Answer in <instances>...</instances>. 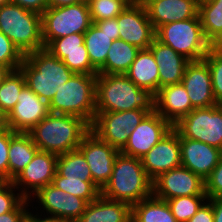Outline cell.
<instances>
[{
  "mask_svg": "<svg viewBox=\"0 0 222 222\" xmlns=\"http://www.w3.org/2000/svg\"><path fill=\"white\" fill-rule=\"evenodd\" d=\"M7 3H10V0H0V6Z\"/></svg>",
  "mask_w": 222,
  "mask_h": 222,
  "instance_id": "53",
  "label": "cell"
},
{
  "mask_svg": "<svg viewBox=\"0 0 222 222\" xmlns=\"http://www.w3.org/2000/svg\"><path fill=\"white\" fill-rule=\"evenodd\" d=\"M148 114L136 109L121 112H96L90 130L101 140L121 151L128 142L132 130Z\"/></svg>",
  "mask_w": 222,
  "mask_h": 222,
  "instance_id": "10",
  "label": "cell"
},
{
  "mask_svg": "<svg viewBox=\"0 0 222 222\" xmlns=\"http://www.w3.org/2000/svg\"><path fill=\"white\" fill-rule=\"evenodd\" d=\"M208 201L213 207L214 222H222V197L208 199Z\"/></svg>",
  "mask_w": 222,
  "mask_h": 222,
  "instance_id": "47",
  "label": "cell"
},
{
  "mask_svg": "<svg viewBox=\"0 0 222 222\" xmlns=\"http://www.w3.org/2000/svg\"><path fill=\"white\" fill-rule=\"evenodd\" d=\"M19 69L24 74L26 85L48 104L74 74L45 48L26 54Z\"/></svg>",
  "mask_w": 222,
  "mask_h": 222,
  "instance_id": "4",
  "label": "cell"
},
{
  "mask_svg": "<svg viewBox=\"0 0 222 222\" xmlns=\"http://www.w3.org/2000/svg\"><path fill=\"white\" fill-rule=\"evenodd\" d=\"M90 124L81 117L49 113L27 133L39 151L64 154L78 149Z\"/></svg>",
  "mask_w": 222,
  "mask_h": 222,
  "instance_id": "2",
  "label": "cell"
},
{
  "mask_svg": "<svg viewBox=\"0 0 222 222\" xmlns=\"http://www.w3.org/2000/svg\"><path fill=\"white\" fill-rule=\"evenodd\" d=\"M139 51L137 46L124 40L112 41L105 64L98 70V74H125Z\"/></svg>",
  "mask_w": 222,
  "mask_h": 222,
  "instance_id": "29",
  "label": "cell"
},
{
  "mask_svg": "<svg viewBox=\"0 0 222 222\" xmlns=\"http://www.w3.org/2000/svg\"><path fill=\"white\" fill-rule=\"evenodd\" d=\"M38 151V147L28 133L14 132L10 129L8 179L11 182L31 162Z\"/></svg>",
  "mask_w": 222,
  "mask_h": 222,
  "instance_id": "27",
  "label": "cell"
},
{
  "mask_svg": "<svg viewBox=\"0 0 222 222\" xmlns=\"http://www.w3.org/2000/svg\"><path fill=\"white\" fill-rule=\"evenodd\" d=\"M17 190L11 182L5 189L0 191V215L13 211L25 199L21 193L16 192Z\"/></svg>",
  "mask_w": 222,
  "mask_h": 222,
  "instance_id": "40",
  "label": "cell"
},
{
  "mask_svg": "<svg viewBox=\"0 0 222 222\" xmlns=\"http://www.w3.org/2000/svg\"><path fill=\"white\" fill-rule=\"evenodd\" d=\"M0 32L25 56L45 48L41 14L12 3L0 6Z\"/></svg>",
  "mask_w": 222,
  "mask_h": 222,
  "instance_id": "6",
  "label": "cell"
},
{
  "mask_svg": "<svg viewBox=\"0 0 222 222\" xmlns=\"http://www.w3.org/2000/svg\"><path fill=\"white\" fill-rule=\"evenodd\" d=\"M41 16L44 47L53 39L73 33H85L92 24L87 1L61 7H48Z\"/></svg>",
  "mask_w": 222,
  "mask_h": 222,
  "instance_id": "8",
  "label": "cell"
},
{
  "mask_svg": "<svg viewBox=\"0 0 222 222\" xmlns=\"http://www.w3.org/2000/svg\"><path fill=\"white\" fill-rule=\"evenodd\" d=\"M207 200V195H192L175 197L166 202L177 222H187Z\"/></svg>",
  "mask_w": 222,
  "mask_h": 222,
  "instance_id": "35",
  "label": "cell"
},
{
  "mask_svg": "<svg viewBox=\"0 0 222 222\" xmlns=\"http://www.w3.org/2000/svg\"><path fill=\"white\" fill-rule=\"evenodd\" d=\"M29 199H24L13 211L0 215V222H25ZM28 208V209H27Z\"/></svg>",
  "mask_w": 222,
  "mask_h": 222,
  "instance_id": "41",
  "label": "cell"
},
{
  "mask_svg": "<svg viewBox=\"0 0 222 222\" xmlns=\"http://www.w3.org/2000/svg\"><path fill=\"white\" fill-rule=\"evenodd\" d=\"M210 70L213 95L217 104L222 103V46H212L203 58Z\"/></svg>",
  "mask_w": 222,
  "mask_h": 222,
  "instance_id": "36",
  "label": "cell"
},
{
  "mask_svg": "<svg viewBox=\"0 0 222 222\" xmlns=\"http://www.w3.org/2000/svg\"><path fill=\"white\" fill-rule=\"evenodd\" d=\"M48 7H61L66 5L78 4L86 0H47Z\"/></svg>",
  "mask_w": 222,
  "mask_h": 222,
  "instance_id": "48",
  "label": "cell"
},
{
  "mask_svg": "<svg viewBox=\"0 0 222 222\" xmlns=\"http://www.w3.org/2000/svg\"><path fill=\"white\" fill-rule=\"evenodd\" d=\"M10 71L11 70L8 67L0 65V84H2L4 78L9 74Z\"/></svg>",
  "mask_w": 222,
  "mask_h": 222,
  "instance_id": "51",
  "label": "cell"
},
{
  "mask_svg": "<svg viewBox=\"0 0 222 222\" xmlns=\"http://www.w3.org/2000/svg\"><path fill=\"white\" fill-rule=\"evenodd\" d=\"M37 199L47 216L57 217L67 222H77L85 212L88 202L85 199L67 194L52 184L40 188L32 197Z\"/></svg>",
  "mask_w": 222,
  "mask_h": 222,
  "instance_id": "15",
  "label": "cell"
},
{
  "mask_svg": "<svg viewBox=\"0 0 222 222\" xmlns=\"http://www.w3.org/2000/svg\"><path fill=\"white\" fill-rule=\"evenodd\" d=\"M58 155L45 151H38L31 162L12 181L26 199L32 201L40 188L52 184L56 173ZM31 190V191H30Z\"/></svg>",
  "mask_w": 222,
  "mask_h": 222,
  "instance_id": "13",
  "label": "cell"
},
{
  "mask_svg": "<svg viewBox=\"0 0 222 222\" xmlns=\"http://www.w3.org/2000/svg\"><path fill=\"white\" fill-rule=\"evenodd\" d=\"M155 38L189 61L202 60L212 47L204 36L199 15L160 26Z\"/></svg>",
  "mask_w": 222,
  "mask_h": 222,
  "instance_id": "7",
  "label": "cell"
},
{
  "mask_svg": "<svg viewBox=\"0 0 222 222\" xmlns=\"http://www.w3.org/2000/svg\"><path fill=\"white\" fill-rule=\"evenodd\" d=\"M126 6H136L142 4V0H120Z\"/></svg>",
  "mask_w": 222,
  "mask_h": 222,
  "instance_id": "52",
  "label": "cell"
},
{
  "mask_svg": "<svg viewBox=\"0 0 222 222\" xmlns=\"http://www.w3.org/2000/svg\"><path fill=\"white\" fill-rule=\"evenodd\" d=\"M100 30H104L111 39L118 40L119 39V26L117 22V18L106 19L97 21L94 23Z\"/></svg>",
  "mask_w": 222,
  "mask_h": 222,
  "instance_id": "45",
  "label": "cell"
},
{
  "mask_svg": "<svg viewBox=\"0 0 222 222\" xmlns=\"http://www.w3.org/2000/svg\"><path fill=\"white\" fill-rule=\"evenodd\" d=\"M95 95L96 112L155 111V95L139 88L125 74H97Z\"/></svg>",
  "mask_w": 222,
  "mask_h": 222,
  "instance_id": "1",
  "label": "cell"
},
{
  "mask_svg": "<svg viewBox=\"0 0 222 222\" xmlns=\"http://www.w3.org/2000/svg\"><path fill=\"white\" fill-rule=\"evenodd\" d=\"M173 126L156 111L148 113L132 130L122 154L141 158L166 135Z\"/></svg>",
  "mask_w": 222,
  "mask_h": 222,
  "instance_id": "14",
  "label": "cell"
},
{
  "mask_svg": "<svg viewBox=\"0 0 222 222\" xmlns=\"http://www.w3.org/2000/svg\"><path fill=\"white\" fill-rule=\"evenodd\" d=\"M49 113V104L26 85L21 90L16 105L7 115L9 129L27 133Z\"/></svg>",
  "mask_w": 222,
  "mask_h": 222,
  "instance_id": "19",
  "label": "cell"
},
{
  "mask_svg": "<svg viewBox=\"0 0 222 222\" xmlns=\"http://www.w3.org/2000/svg\"><path fill=\"white\" fill-rule=\"evenodd\" d=\"M11 181L3 174L0 173V191L5 189Z\"/></svg>",
  "mask_w": 222,
  "mask_h": 222,
  "instance_id": "50",
  "label": "cell"
},
{
  "mask_svg": "<svg viewBox=\"0 0 222 222\" xmlns=\"http://www.w3.org/2000/svg\"><path fill=\"white\" fill-rule=\"evenodd\" d=\"M92 23L116 18L127 6L120 0H89Z\"/></svg>",
  "mask_w": 222,
  "mask_h": 222,
  "instance_id": "37",
  "label": "cell"
},
{
  "mask_svg": "<svg viewBox=\"0 0 222 222\" xmlns=\"http://www.w3.org/2000/svg\"><path fill=\"white\" fill-rule=\"evenodd\" d=\"M53 56L62 60L74 73L97 75L84 44V33H73L53 39L46 47Z\"/></svg>",
  "mask_w": 222,
  "mask_h": 222,
  "instance_id": "18",
  "label": "cell"
},
{
  "mask_svg": "<svg viewBox=\"0 0 222 222\" xmlns=\"http://www.w3.org/2000/svg\"><path fill=\"white\" fill-rule=\"evenodd\" d=\"M8 129L7 114L0 108V133H3Z\"/></svg>",
  "mask_w": 222,
  "mask_h": 222,
  "instance_id": "49",
  "label": "cell"
},
{
  "mask_svg": "<svg viewBox=\"0 0 222 222\" xmlns=\"http://www.w3.org/2000/svg\"><path fill=\"white\" fill-rule=\"evenodd\" d=\"M10 3L42 14L48 8L47 0H10Z\"/></svg>",
  "mask_w": 222,
  "mask_h": 222,
  "instance_id": "43",
  "label": "cell"
},
{
  "mask_svg": "<svg viewBox=\"0 0 222 222\" xmlns=\"http://www.w3.org/2000/svg\"><path fill=\"white\" fill-rule=\"evenodd\" d=\"M142 4L156 31L164 24L196 17L199 0H142Z\"/></svg>",
  "mask_w": 222,
  "mask_h": 222,
  "instance_id": "22",
  "label": "cell"
},
{
  "mask_svg": "<svg viewBox=\"0 0 222 222\" xmlns=\"http://www.w3.org/2000/svg\"><path fill=\"white\" fill-rule=\"evenodd\" d=\"M181 83L194 108L217 105L213 95L209 66L204 59L190 61L187 64Z\"/></svg>",
  "mask_w": 222,
  "mask_h": 222,
  "instance_id": "20",
  "label": "cell"
},
{
  "mask_svg": "<svg viewBox=\"0 0 222 222\" xmlns=\"http://www.w3.org/2000/svg\"><path fill=\"white\" fill-rule=\"evenodd\" d=\"M198 15L205 38L222 46V0H199Z\"/></svg>",
  "mask_w": 222,
  "mask_h": 222,
  "instance_id": "28",
  "label": "cell"
},
{
  "mask_svg": "<svg viewBox=\"0 0 222 222\" xmlns=\"http://www.w3.org/2000/svg\"><path fill=\"white\" fill-rule=\"evenodd\" d=\"M132 218L136 222H177L168 203L153 195L132 206Z\"/></svg>",
  "mask_w": 222,
  "mask_h": 222,
  "instance_id": "30",
  "label": "cell"
},
{
  "mask_svg": "<svg viewBox=\"0 0 222 222\" xmlns=\"http://www.w3.org/2000/svg\"><path fill=\"white\" fill-rule=\"evenodd\" d=\"M132 206L100 195L89 202L77 222H130Z\"/></svg>",
  "mask_w": 222,
  "mask_h": 222,
  "instance_id": "25",
  "label": "cell"
},
{
  "mask_svg": "<svg viewBox=\"0 0 222 222\" xmlns=\"http://www.w3.org/2000/svg\"><path fill=\"white\" fill-rule=\"evenodd\" d=\"M218 106L222 110V103L218 104Z\"/></svg>",
  "mask_w": 222,
  "mask_h": 222,
  "instance_id": "54",
  "label": "cell"
},
{
  "mask_svg": "<svg viewBox=\"0 0 222 222\" xmlns=\"http://www.w3.org/2000/svg\"><path fill=\"white\" fill-rule=\"evenodd\" d=\"M204 181L205 193L208 199L222 197V154L218 165Z\"/></svg>",
  "mask_w": 222,
  "mask_h": 222,
  "instance_id": "39",
  "label": "cell"
},
{
  "mask_svg": "<svg viewBox=\"0 0 222 222\" xmlns=\"http://www.w3.org/2000/svg\"><path fill=\"white\" fill-rule=\"evenodd\" d=\"M152 195L161 200L206 195L205 181L184 166L160 174L152 181Z\"/></svg>",
  "mask_w": 222,
  "mask_h": 222,
  "instance_id": "11",
  "label": "cell"
},
{
  "mask_svg": "<svg viewBox=\"0 0 222 222\" xmlns=\"http://www.w3.org/2000/svg\"><path fill=\"white\" fill-rule=\"evenodd\" d=\"M101 195L131 206L152 196V180L146 174L141 159L119 152Z\"/></svg>",
  "mask_w": 222,
  "mask_h": 222,
  "instance_id": "3",
  "label": "cell"
},
{
  "mask_svg": "<svg viewBox=\"0 0 222 222\" xmlns=\"http://www.w3.org/2000/svg\"><path fill=\"white\" fill-rule=\"evenodd\" d=\"M10 146V129L0 133V173L8 178V150Z\"/></svg>",
  "mask_w": 222,
  "mask_h": 222,
  "instance_id": "42",
  "label": "cell"
},
{
  "mask_svg": "<svg viewBox=\"0 0 222 222\" xmlns=\"http://www.w3.org/2000/svg\"><path fill=\"white\" fill-rule=\"evenodd\" d=\"M130 222H136L133 218H131Z\"/></svg>",
  "mask_w": 222,
  "mask_h": 222,
  "instance_id": "55",
  "label": "cell"
},
{
  "mask_svg": "<svg viewBox=\"0 0 222 222\" xmlns=\"http://www.w3.org/2000/svg\"><path fill=\"white\" fill-rule=\"evenodd\" d=\"M193 109L182 83L164 86L155 95V111L172 126Z\"/></svg>",
  "mask_w": 222,
  "mask_h": 222,
  "instance_id": "23",
  "label": "cell"
},
{
  "mask_svg": "<svg viewBox=\"0 0 222 222\" xmlns=\"http://www.w3.org/2000/svg\"><path fill=\"white\" fill-rule=\"evenodd\" d=\"M119 39L148 49L155 39V30L143 4L127 6L117 17Z\"/></svg>",
  "mask_w": 222,
  "mask_h": 222,
  "instance_id": "16",
  "label": "cell"
},
{
  "mask_svg": "<svg viewBox=\"0 0 222 222\" xmlns=\"http://www.w3.org/2000/svg\"><path fill=\"white\" fill-rule=\"evenodd\" d=\"M26 86L20 69L10 71L0 84V108L8 115L18 101L21 90Z\"/></svg>",
  "mask_w": 222,
  "mask_h": 222,
  "instance_id": "34",
  "label": "cell"
},
{
  "mask_svg": "<svg viewBox=\"0 0 222 222\" xmlns=\"http://www.w3.org/2000/svg\"><path fill=\"white\" fill-rule=\"evenodd\" d=\"M56 172L65 178H80L82 181H92L89 165L79 149L58 155Z\"/></svg>",
  "mask_w": 222,
  "mask_h": 222,
  "instance_id": "32",
  "label": "cell"
},
{
  "mask_svg": "<svg viewBox=\"0 0 222 222\" xmlns=\"http://www.w3.org/2000/svg\"><path fill=\"white\" fill-rule=\"evenodd\" d=\"M24 58L14 43L0 32V65L8 67L11 71L17 70Z\"/></svg>",
  "mask_w": 222,
  "mask_h": 222,
  "instance_id": "38",
  "label": "cell"
},
{
  "mask_svg": "<svg viewBox=\"0 0 222 222\" xmlns=\"http://www.w3.org/2000/svg\"><path fill=\"white\" fill-rule=\"evenodd\" d=\"M111 36L100 30L94 23L84 33V44L92 66L98 71L106 61L112 44Z\"/></svg>",
  "mask_w": 222,
  "mask_h": 222,
  "instance_id": "31",
  "label": "cell"
},
{
  "mask_svg": "<svg viewBox=\"0 0 222 222\" xmlns=\"http://www.w3.org/2000/svg\"><path fill=\"white\" fill-rule=\"evenodd\" d=\"M96 79L97 75L74 73L50 101V113L81 117L91 125L96 113Z\"/></svg>",
  "mask_w": 222,
  "mask_h": 222,
  "instance_id": "5",
  "label": "cell"
},
{
  "mask_svg": "<svg viewBox=\"0 0 222 222\" xmlns=\"http://www.w3.org/2000/svg\"><path fill=\"white\" fill-rule=\"evenodd\" d=\"M187 222H214L212 204L207 200Z\"/></svg>",
  "mask_w": 222,
  "mask_h": 222,
  "instance_id": "44",
  "label": "cell"
},
{
  "mask_svg": "<svg viewBox=\"0 0 222 222\" xmlns=\"http://www.w3.org/2000/svg\"><path fill=\"white\" fill-rule=\"evenodd\" d=\"M158 65L149 49H140L125 75L139 88L147 89L154 95L159 91Z\"/></svg>",
  "mask_w": 222,
  "mask_h": 222,
  "instance_id": "26",
  "label": "cell"
},
{
  "mask_svg": "<svg viewBox=\"0 0 222 222\" xmlns=\"http://www.w3.org/2000/svg\"><path fill=\"white\" fill-rule=\"evenodd\" d=\"M181 166L205 180L218 165L222 150L201 141L180 138Z\"/></svg>",
  "mask_w": 222,
  "mask_h": 222,
  "instance_id": "21",
  "label": "cell"
},
{
  "mask_svg": "<svg viewBox=\"0 0 222 222\" xmlns=\"http://www.w3.org/2000/svg\"><path fill=\"white\" fill-rule=\"evenodd\" d=\"M148 49L152 52L158 65L159 89L167 85L181 83L186 66L190 61L156 38Z\"/></svg>",
  "mask_w": 222,
  "mask_h": 222,
  "instance_id": "24",
  "label": "cell"
},
{
  "mask_svg": "<svg viewBox=\"0 0 222 222\" xmlns=\"http://www.w3.org/2000/svg\"><path fill=\"white\" fill-rule=\"evenodd\" d=\"M173 128L179 138L201 141L222 150V110L218 104L208 108H194Z\"/></svg>",
  "mask_w": 222,
  "mask_h": 222,
  "instance_id": "9",
  "label": "cell"
},
{
  "mask_svg": "<svg viewBox=\"0 0 222 222\" xmlns=\"http://www.w3.org/2000/svg\"><path fill=\"white\" fill-rule=\"evenodd\" d=\"M52 185L67 194L85 199L88 203L96 200L101 195V190L92 181H82L80 178H65L57 172L52 180Z\"/></svg>",
  "mask_w": 222,
  "mask_h": 222,
  "instance_id": "33",
  "label": "cell"
},
{
  "mask_svg": "<svg viewBox=\"0 0 222 222\" xmlns=\"http://www.w3.org/2000/svg\"><path fill=\"white\" fill-rule=\"evenodd\" d=\"M140 159L146 174L152 181L160 174L181 166V148L178 132L172 128Z\"/></svg>",
  "mask_w": 222,
  "mask_h": 222,
  "instance_id": "17",
  "label": "cell"
},
{
  "mask_svg": "<svg viewBox=\"0 0 222 222\" xmlns=\"http://www.w3.org/2000/svg\"><path fill=\"white\" fill-rule=\"evenodd\" d=\"M25 222H67V221L62 220L57 217H50V216L46 217V215L45 216L43 215V218H42L41 213L40 215L39 214L35 215L29 210L27 213Z\"/></svg>",
  "mask_w": 222,
  "mask_h": 222,
  "instance_id": "46",
  "label": "cell"
},
{
  "mask_svg": "<svg viewBox=\"0 0 222 222\" xmlns=\"http://www.w3.org/2000/svg\"><path fill=\"white\" fill-rule=\"evenodd\" d=\"M78 149L89 165L92 182L101 190L111 177L115 158L120 151L101 140L91 130L84 136Z\"/></svg>",
  "mask_w": 222,
  "mask_h": 222,
  "instance_id": "12",
  "label": "cell"
}]
</instances>
